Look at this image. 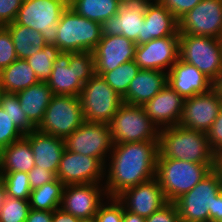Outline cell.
<instances>
[{
	"label": "cell",
	"mask_w": 222,
	"mask_h": 222,
	"mask_svg": "<svg viewBox=\"0 0 222 222\" xmlns=\"http://www.w3.org/2000/svg\"><path fill=\"white\" fill-rule=\"evenodd\" d=\"M158 154L159 141L113 144L105 163L107 197H117L124 190L155 178Z\"/></svg>",
	"instance_id": "6da1fadb"
},
{
	"label": "cell",
	"mask_w": 222,
	"mask_h": 222,
	"mask_svg": "<svg viewBox=\"0 0 222 222\" xmlns=\"http://www.w3.org/2000/svg\"><path fill=\"white\" fill-rule=\"evenodd\" d=\"M157 158H171L197 164L218 166V155L211 149L207 133L175 125L159 131Z\"/></svg>",
	"instance_id": "7a4b0ae2"
},
{
	"label": "cell",
	"mask_w": 222,
	"mask_h": 222,
	"mask_svg": "<svg viewBox=\"0 0 222 222\" xmlns=\"http://www.w3.org/2000/svg\"><path fill=\"white\" fill-rule=\"evenodd\" d=\"M94 74L93 52H60L46 83L53 95L79 96Z\"/></svg>",
	"instance_id": "3957f363"
},
{
	"label": "cell",
	"mask_w": 222,
	"mask_h": 222,
	"mask_svg": "<svg viewBox=\"0 0 222 222\" xmlns=\"http://www.w3.org/2000/svg\"><path fill=\"white\" fill-rule=\"evenodd\" d=\"M221 191L222 168L217 166L174 202L181 222H211L214 217L215 197Z\"/></svg>",
	"instance_id": "277c9868"
},
{
	"label": "cell",
	"mask_w": 222,
	"mask_h": 222,
	"mask_svg": "<svg viewBox=\"0 0 222 222\" xmlns=\"http://www.w3.org/2000/svg\"><path fill=\"white\" fill-rule=\"evenodd\" d=\"M212 169L207 164H197L171 158H157L156 179L168 202H175L189 192Z\"/></svg>",
	"instance_id": "5b68a950"
},
{
	"label": "cell",
	"mask_w": 222,
	"mask_h": 222,
	"mask_svg": "<svg viewBox=\"0 0 222 222\" xmlns=\"http://www.w3.org/2000/svg\"><path fill=\"white\" fill-rule=\"evenodd\" d=\"M101 38L100 23L78 15L68 6L57 24L55 45L61 52H93Z\"/></svg>",
	"instance_id": "8992f818"
},
{
	"label": "cell",
	"mask_w": 222,
	"mask_h": 222,
	"mask_svg": "<svg viewBox=\"0 0 222 222\" xmlns=\"http://www.w3.org/2000/svg\"><path fill=\"white\" fill-rule=\"evenodd\" d=\"M113 144L159 141V129L143 106L123 103L109 123Z\"/></svg>",
	"instance_id": "52a82bcc"
},
{
	"label": "cell",
	"mask_w": 222,
	"mask_h": 222,
	"mask_svg": "<svg viewBox=\"0 0 222 222\" xmlns=\"http://www.w3.org/2000/svg\"><path fill=\"white\" fill-rule=\"evenodd\" d=\"M179 58L214 82L222 69V39L180 34Z\"/></svg>",
	"instance_id": "ba28073f"
},
{
	"label": "cell",
	"mask_w": 222,
	"mask_h": 222,
	"mask_svg": "<svg viewBox=\"0 0 222 222\" xmlns=\"http://www.w3.org/2000/svg\"><path fill=\"white\" fill-rule=\"evenodd\" d=\"M79 99L84 121L106 124L124 103L123 98L98 74L84 84Z\"/></svg>",
	"instance_id": "9c48e42d"
},
{
	"label": "cell",
	"mask_w": 222,
	"mask_h": 222,
	"mask_svg": "<svg viewBox=\"0 0 222 222\" xmlns=\"http://www.w3.org/2000/svg\"><path fill=\"white\" fill-rule=\"evenodd\" d=\"M83 122L79 96L54 95L36 129L65 140Z\"/></svg>",
	"instance_id": "30bf717a"
},
{
	"label": "cell",
	"mask_w": 222,
	"mask_h": 222,
	"mask_svg": "<svg viewBox=\"0 0 222 222\" xmlns=\"http://www.w3.org/2000/svg\"><path fill=\"white\" fill-rule=\"evenodd\" d=\"M68 5L62 0H24L15 22L41 32L46 44H54L57 24Z\"/></svg>",
	"instance_id": "8fae6325"
},
{
	"label": "cell",
	"mask_w": 222,
	"mask_h": 222,
	"mask_svg": "<svg viewBox=\"0 0 222 222\" xmlns=\"http://www.w3.org/2000/svg\"><path fill=\"white\" fill-rule=\"evenodd\" d=\"M112 146L110 126L106 123L84 121L65 139L68 151L99 158L104 163H107Z\"/></svg>",
	"instance_id": "7c38bea8"
},
{
	"label": "cell",
	"mask_w": 222,
	"mask_h": 222,
	"mask_svg": "<svg viewBox=\"0 0 222 222\" xmlns=\"http://www.w3.org/2000/svg\"><path fill=\"white\" fill-rule=\"evenodd\" d=\"M178 32L222 39V0H202L178 20Z\"/></svg>",
	"instance_id": "4fadbf2b"
},
{
	"label": "cell",
	"mask_w": 222,
	"mask_h": 222,
	"mask_svg": "<svg viewBox=\"0 0 222 222\" xmlns=\"http://www.w3.org/2000/svg\"><path fill=\"white\" fill-rule=\"evenodd\" d=\"M56 177L65 186L104 183L105 163L99 158L81 155L65 148Z\"/></svg>",
	"instance_id": "5bb4252c"
},
{
	"label": "cell",
	"mask_w": 222,
	"mask_h": 222,
	"mask_svg": "<svg viewBox=\"0 0 222 222\" xmlns=\"http://www.w3.org/2000/svg\"><path fill=\"white\" fill-rule=\"evenodd\" d=\"M152 0H122L117 14L101 23L102 36L122 35L138 45L147 6Z\"/></svg>",
	"instance_id": "9a60e30c"
},
{
	"label": "cell",
	"mask_w": 222,
	"mask_h": 222,
	"mask_svg": "<svg viewBox=\"0 0 222 222\" xmlns=\"http://www.w3.org/2000/svg\"><path fill=\"white\" fill-rule=\"evenodd\" d=\"M222 107L220 94L212 88L205 94L184 99L178 125L207 133Z\"/></svg>",
	"instance_id": "2e32d148"
},
{
	"label": "cell",
	"mask_w": 222,
	"mask_h": 222,
	"mask_svg": "<svg viewBox=\"0 0 222 222\" xmlns=\"http://www.w3.org/2000/svg\"><path fill=\"white\" fill-rule=\"evenodd\" d=\"M106 199L104 183L67 185L60 208L79 219L91 218Z\"/></svg>",
	"instance_id": "e0dca14e"
},
{
	"label": "cell",
	"mask_w": 222,
	"mask_h": 222,
	"mask_svg": "<svg viewBox=\"0 0 222 222\" xmlns=\"http://www.w3.org/2000/svg\"><path fill=\"white\" fill-rule=\"evenodd\" d=\"M179 58V35H171L136 45L134 61L140 69L169 72Z\"/></svg>",
	"instance_id": "ac0fdd59"
},
{
	"label": "cell",
	"mask_w": 222,
	"mask_h": 222,
	"mask_svg": "<svg viewBox=\"0 0 222 222\" xmlns=\"http://www.w3.org/2000/svg\"><path fill=\"white\" fill-rule=\"evenodd\" d=\"M130 213L147 218L168 203L156 178L124 190L116 197Z\"/></svg>",
	"instance_id": "d6986e66"
},
{
	"label": "cell",
	"mask_w": 222,
	"mask_h": 222,
	"mask_svg": "<svg viewBox=\"0 0 222 222\" xmlns=\"http://www.w3.org/2000/svg\"><path fill=\"white\" fill-rule=\"evenodd\" d=\"M136 43L122 35L102 36L95 47V72H109L135 59Z\"/></svg>",
	"instance_id": "ffe728a7"
},
{
	"label": "cell",
	"mask_w": 222,
	"mask_h": 222,
	"mask_svg": "<svg viewBox=\"0 0 222 222\" xmlns=\"http://www.w3.org/2000/svg\"><path fill=\"white\" fill-rule=\"evenodd\" d=\"M168 85L183 99L198 94H205L213 88V82L200 72L194 65L180 58L167 73Z\"/></svg>",
	"instance_id": "44dd1931"
},
{
	"label": "cell",
	"mask_w": 222,
	"mask_h": 222,
	"mask_svg": "<svg viewBox=\"0 0 222 222\" xmlns=\"http://www.w3.org/2000/svg\"><path fill=\"white\" fill-rule=\"evenodd\" d=\"M184 99L168 84L143 108L151 121L160 130L178 125Z\"/></svg>",
	"instance_id": "7402d4cb"
},
{
	"label": "cell",
	"mask_w": 222,
	"mask_h": 222,
	"mask_svg": "<svg viewBox=\"0 0 222 222\" xmlns=\"http://www.w3.org/2000/svg\"><path fill=\"white\" fill-rule=\"evenodd\" d=\"M171 35H180L178 20L159 0H152L144 14L142 34L138 36V45Z\"/></svg>",
	"instance_id": "603a6c76"
},
{
	"label": "cell",
	"mask_w": 222,
	"mask_h": 222,
	"mask_svg": "<svg viewBox=\"0 0 222 222\" xmlns=\"http://www.w3.org/2000/svg\"><path fill=\"white\" fill-rule=\"evenodd\" d=\"M24 137L30 143L35 166L45 168L56 175L62 153L65 150V140L37 129L25 134Z\"/></svg>",
	"instance_id": "cb8c5ba5"
},
{
	"label": "cell",
	"mask_w": 222,
	"mask_h": 222,
	"mask_svg": "<svg viewBox=\"0 0 222 222\" xmlns=\"http://www.w3.org/2000/svg\"><path fill=\"white\" fill-rule=\"evenodd\" d=\"M168 84L167 72L160 70L140 69L130 82L123 102L144 106Z\"/></svg>",
	"instance_id": "d4e9b609"
},
{
	"label": "cell",
	"mask_w": 222,
	"mask_h": 222,
	"mask_svg": "<svg viewBox=\"0 0 222 222\" xmlns=\"http://www.w3.org/2000/svg\"><path fill=\"white\" fill-rule=\"evenodd\" d=\"M16 95L28 120L37 128L42 122L46 108L54 96L53 92L46 81H39L37 84L17 92Z\"/></svg>",
	"instance_id": "484cf974"
},
{
	"label": "cell",
	"mask_w": 222,
	"mask_h": 222,
	"mask_svg": "<svg viewBox=\"0 0 222 222\" xmlns=\"http://www.w3.org/2000/svg\"><path fill=\"white\" fill-rule=\"evenodd\" d=\"M34 166V155L30 143L25 137L0 151V172L28 173Z\"/></svg>",
	"instance_id": "4316f807"
},
{
	"label": "cell",
	"mask_w": 222,
	"mask_h": 222,
	"mask_svg": "<svg viewBox=\"0 0 222 222\" xmlns=\"http://www.w3.org/2000/svg\"><path fill=\"white\" fill-rule=\"evenodd\" d=\"M40 80L35 72L28 65L26 59H17L8 67L0 71V85L2 92L14 93L20 92Z\"/></svg>",
	"instance_id": "83f0119b"
},
{
	"label": "cell",
	"mask_w": 222,
	"mask_h": 222,
	"mask_svg": "<svg viewBox=\"0 0 222 222\" xmlns=\"http://www.w3.org/2000/svg\"><path fill=\"white\" fill-rule=\"evenodd\" d=\"M12 37L16 55L19 59H27L36 52L41 51L46 41L41 32L13 23L5 26Z\"/></svg>",
	"instance_id": "f1b7e54d"
},
{
	"label": "cell",
	"mask_w": 222,
	"mask_h": 222,
	"mask_svg": "<svg viewBox=\"0 0 222 222\" xmlns=\"http://www.w3.org/2000/svg\"><path fill=\"white\" fill-rule=\"evenodd\" d=\"M65 185L56 178L54 181L41 187L32 189L29 198L31 209L54 211L61 207Z\"/></svg>",
	"instance_id": "f546056e"
},
{
	"label": "cell",
	"mask_w": 222,
	"mask_h": 222,
	"mask_svg": "<svg viewBox=\"0 0 222 222\" xmlns=\"http://www.w3.org/2000/svg\"><path fill=\"white\" fill-rule=\"evenodd\" d=\"M69 7L78 15L101 24L117 14L120 4L114 0H73Z\"/></svg>",
	"instance_id": "4dcf8cb0"
},
{
	"label": "cell",
	"mask_w": 222,
	"mask_h": 222,
	"mask_svg": "<svg viewBox=\"0 0 222 222\" xmlns=\"http://www.w3.org/2000/svg\"><path fill=\"white\" fill-rule=\"evenodd\" d=\"M139 66L134 60L119 65L109 72H95V74L101 75V77L107 82V84L121 97H123L129 88L130 82L134 79L138 71Z\"/></svg>",
	"instance_id": "1f68e13d"
},
{
	"label": "cell",
	"mask_w": 222,
	"mask_h": 222,
	"mask_svg": "<svg viewBox=\"0 0 222 222\" xmlns=\"http://www.w3.org/2000/svg\"><path fill=\"white\" fill-rule=\"evenodd\" d=\"M59 48L54 44H45L41 51L29 56L26 61L40 81H47L52 72V66L58 55Z\"/></svg>",
	"instance_id": "d6a6232c"
},
{
	"label": "cell",
	"mask_w": 222,
	"mask_h": 222,
	"mask_svg": "<svg viewBox=\"0 0 222 222\" xmlns=\"http://www.w3.org/2000/svg\"><path fill=\"white\" fill-rule=\"evenodd\" d=\"M0 107L4 110V113L10 116L12 122L24 135L36 129L22 110L16 94L2 92L0 95Z\"/></svg>",
	"instance_id": "836d02e7"
},
{
	"label": "cell",
	"mask_w": 222,
	"mask_h": 222,
	"mask_svg": "<svg viewBox=\"0 0 222 222\" xmlns=\"http://www.w3.org/2000/svg\"><path fill=\"white\" fill-rule=\"evenodd\" d=\"M6 196L22 200H29L32 191L28 173L25 172H0Z\"/></svg>",
	"instance_id": "e575fe53"
},
{
	"label": "cell",
	"mask_w": 222,
	"mask_h": 222,
	"mask_svg": "<svg viewBox=\"0 0 222 222\" xmlns=\"http://www.w3.org/2000/svg\"><path fill=\"white\" fill-rule=\"evenodd\" d=\"M30 209L29 200L5 196L0 207V222H25Z\"/></svg>",
	"instance_id": "d590c367"
},
{
	"label": "cell",
	"mask_w": 222,
	"mask_h": 222,
	"mask_svg": "<svg viewBox=\"0 0 222 222\" xmlns=\"http://www.w3.org/2000/svg\"><path fill=\"white\" fill-rule=\"evenodd\" d=\"M97 222H123V204L116 197H107L95 215Z\"/></svg>",
	"instance_id": "8d00e7d4"
},
{
	"label": "cell",
	"mask_w": 222,
	"mask_h": 222,
	"mask_svg": "<svg viewBox=\"0 0 222 222\" xmlns=\"http://www.w3.org/2000/svg\"><path fill=\"white\" fill-rule=\"evenodd\" d=\"M24 137V134L15 126L10 116L0 107V151L8 145Z\"/></svg>",
	"instance_id": "74e56055"
},
{
	"label": "cell",
	"mask_w": 222,
	"mask_h": 222,
	"mask_svg": "<svg viewBox=\"0 0 222 222\" xmlns=\"http://www.w3.org/2000/svg\"><path fill=\"white\" fill-rule=\"evenodd\" d=\"M18 57L12 37L5 26L0 27V71L11 65Z\"/></svg>",
	"instance_id": "f35d334b"
},
{
	"label": "cell",
	"mask_w": 222,
	"mask_h": 222,
	"mask_svg": "<svg viewBox=\"0 0 222 222\" xmlns=\"http://www.w3.org/2000/svg\"><path fill=\"white\" fill-rule=\"evenodd\" d=\"M145 220L146 222H181L179 211L173 202H168Z\"/></svg>",
	"instance_id": "ab89813d"
},
{
	"label": "cell",
	"mask_w": 222,
	"mask_h": 222,
	"mask_svg": "<svg viewBox=\"0 0 222 222\" xmlns=\"http://www.w3.org/2000/svg\"><path fill=\"white\" fill-rule=\"evenodd\" d=\"M24 0H0V25L13 23Z\"/></svg>",
	"instance_id": "60d3db41"
},
{
	"label": "cell",
	"mask_w": 222,
	"mask_h": 222,
	"mask_svg": "<svg viewBox=\"0 0 222 222\" xmlns=\"http://www.w3.org/2000/svg\"><path fill=\"white\" fill-rule=\"evenodd\" d=\"M177 20L192 10L202 0H159Z\"/></svg>",
	"instance_id": "b9f144b4"
},
{
	"label": "cell",
	"mask_w": 222,
	"mask_h": 222,
	"mask_svg": "<svg viewBox=\"0 0 222 222\" xmlns=\"http://www.w3.org/2000/svg\"><path fill=\"white\" fill-rule=\"evenodd\" d=\"M207 137L211 149L219 155L222 152V107L210 130L207 132Z\"/></svg>",
	"instance_id": "7bdbcfd3"
},
{
	"label": "cell",
	"mask_w": 222,
	"mask_h": 222,
	"mask_svg": "<svg viewBox=\"0 0 222 222\" xmlns=\"http://www.w3.org/2000/svg\"><path fill=\"white\" fill-rule=\"evenodd\" d=\"M28 177L31 189L41 187L44 184L50 183L57 178L52 171L46 170L40 166H34L28 172Z\"/></svg>",
	"instance_id": "ee69618b"
},
{
	"label": "cell",
	"mask_w": 222,
	"mask_h": 222,
	"mask_svg": "<svg viewBox=\"0 0 222 222\" xmlns=\"http://www.w3.org/2000/svg\"><path fill=\"white\" fill-rule=\"evenodd\" d=\"M53 211L30 209L25 222H52Z\"/></svg>",
	"instance_id": "f6af8a7d"
},
{
	"label": "cell",
	"mask_w": 222,
	"mask_h": 222,
	"mask_svg": "<svg viewBox=\"0 0 222 222\" xmlns=\"http://www.w3.org/2000/svg\"><path fill=\"white\" fill-rule=\"evenodd\" d=\"M79 218L74 217L72 214L64 211L61 208L53 211L52 222H78Z\"/></svg>",
	"instance_id": "bcb514c9"
},
{
	"label": "cell",
	"mask_w": 222,
	"mask_h": 222,
	"mask_svg": "<svg viewBox=\"0 0 222 222\" xmlns=\"http://www.w3.org/2000/svg\"><path fill=\"white\" fill-rule=\"evenodd\" d=\"M211 222H222V191L215 197L214 217Z\"/></svg>",
	"instance_id": "7dc6e473"
},
{
	"label": "cell",
	"mask_w": 222,
	"mask_h": 222,
	"mask_svg": "<svg viewBox=\"0 0 222 222\" xmlns=\"http://www.w3.org/2000/svg\"><path fill=\"white\" fill-rule=\"evenodd\" d=\"M123 222H146L144 217L130 213L123 206Z\"/></svg>",
	"instance_id": "c3c4849f"
},
{
	"label": "cell",
	"mask_w": 222,
	"mask_h": 222,
	"mask_svg": "<svg viewBox=\"0 0 222 222\" xmlns=\"http://www.w3.org/2000/svg\"><path fill=\"white\" fill-rule=\"evenodd\" d=\"M213 88L220 94L222 98V69L220 70L218 78L213 82Z\"/></svg>",
	"instance_id": "681fc988"
},
{
	"label": "cell",
	"mask_w": 222,
	"mask_h": 222,
	"mask_svg": "<svg viewBox=\"0 0 222 222\" xmlns=\"http://www.w3.org/2000/svg\"><path fill=\"white\" fill-rule=\"evenodd\" d=\"M5 196H6L5 188H4L2 180L0 179V207L3 204V200H4Z\"/></svg>",
	"instance_id": "f907efd6"
},
{
	"label": "cell",
	"mask_w": 222,
	"mask_h": 222,
	"mask_svg": "<svg viewBox=\"0 0 222 222\" xmlns=\"http://www.w3.org/2000/svg\"><path fill=\"white\" fill-rule=\"evenodd\" d=\"M78 222H97L95 217L79 219Z\"/></svg>",
	"instance_id": "816d5d0a"
},
{
	"label": "cell",
	"mask_w": 222,
	"mask_h": 222,
	"mask_svg": "<svg viewBox=\"0 0 222 222\" xmlns=\"http://www.w3.org/2000/svg\"><path fill=\"white\" fill-rule=\"evenodd\" d=\"M218 166L222 168V152L218 155Z\"/></svg>",
	"instance_id": "f5cc1de1"
},
{
	"label": "cell",
	"mask_w": 222,
	"mask_h": 222,
	"mask_svg": "<svg viewBox=\"0 0 222 222\" xmlns=\"http://www.w3.org/2000/svg\"><path fill=\"white\" fill-rule=\"evenodd\" d=\"M63 2H65L68 6L73 2V0H62Z\"/></svg>",
	"instance_id": "db71d44e"
},
{
	"label": "cell",
	"mask_w": 222,
	"mask_h": 222,
	"mask_svg": "<svg viewBox=\"0 0 222 222\" xmlns=\"http://www.w3.org/2000/svg\"><path fill=\"white\" fill-rule=\"evenodd\" d=\"M114 1L118 2L120 5L122 3V0H114Z\"/></svg>",
	"instance_id": "11a10c76"
}]
</instances>
